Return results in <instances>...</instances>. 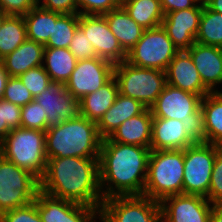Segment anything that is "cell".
I'll use <instances>...</instances> for the list:
<instances>
[{"mask_svg":"<svg viewBox=\"0 0 222 222\" xmlns=\"http://www.w3.org/2000/svg\"><path fill=\"white\" fill-rule=\"evenodd\" d=\"M194 1L202 6H206L210 2V0H194Z\"/></svg>","mask_w":222,"mask_h":222,"instance_id":"obj_49","label":"cell"},{"mask_svg":"<svg viewBox=\"0 0 222 222\" xmlns=\"http://www.w3.org/2000/svg\"><path fill=\"white\" fill-rule=\"evenodd\" d=\"M114 64L94 57L77 61L70 79L65 83L66 89L77 100L101 88L114 76Z\"/></svg>","mask_w":222,"mask_h":222,"instance_id":"obj_11","label":"cell"},{"mask_svg":"<svg viewBox=\"0 0 222 222\" xmlns=\"http://www.w3.org/2000/svg\"><path fill=\"white\" fill-rule=\"evenodd\" d=\"M167 84L180 88L202 98L211 91L203 84L190 54L179 51L168 65L166 71Z\"/></svg>","mask_w":222,"mask_h":222,"instance_id":"obj_18","label":"cell"},{"mask_svg":"<svg viewBox=\"0 0 222 222\" xmlns=\"http://www.w3.org/2000/svg\"><path fill=\"white\" fill-rule=\"evenodd\" d=\"M193 144L181 120L153 117L150 150H178Z\"/></svg>","mask_w":222,"mask_h":222,"instance_id":"obj_20","label":"cell"},{"mask_svg":"<svg viewBox=\"0 0 222 222\" xmlns=\"http://www.w3.org/2000/svg\"><path fill=\"white\" fill-rule=\"evenodd\" d=\"M62 14L41 8L39 5L23 15L27 38L46 44L52 34L53 24Z\"/></svg>","mask_w":222,"mask_h":222,"instance_id":"obj_29","label":"cell"},{"mask_svg":"<svg viewBox=\"0 0 222 222\" xmlns=\"http://www.w3.org/2000/svg\"><path fill=\"white\" fill-rule=\"evenodd\" d=\"M47 115V129L80 115L79 100L74 98L62 82L51 81L46 90L34 97Z\"/></svg>","mask_w":222,"mask_h":222,"instance_id":"obj_14","label":"cell"},{"mask_svg":"<svg viewBox=\"0 0 222 222\" xmlns=\"http://www.w3.org/2000/svg\"><path fill=\"white\" fill-rule=\"evenodd\" d=\"M33 202L42 222H96L100 219V208L55 198L42 191Z\"/></svg>","mask_w":222,"mask_h":222,"instance_id":"obj_12","label":"cell"},{"mask_svg":"<svg viewBox=\"0 0 222 222\" xmlns=\"http://www.w3.org/2000/svg\"><path fill=\"white\" fill-rule=\"evenodd\" d=\"M114 77L120 94L140 101L147 108L155 103L167 84L165 71L138 67L126 61L114 66Z\"/></svg>","mask_w":222,"mask_h":222,"instance_id":"obj_6","label":"cell"},{"mask_svg":"<svg viewBox=\"0 0 222 222\" xmlns=\"http://www.w3.org/2000/svg\"><path fill=\"white\" fill-rule=\"evenodd\" d=\"M8 16V14H6L4 11H2L1 9H0V28H1V26H2V24H3V22H4V20H5V18Z\"/></svg>","mask_w":222,"mask_h":222,"instance_id":"obj_48","label":"cell"},{"mask_svg":"<svg viewBox=\"0 0 222 222\" xmlns=\"http://www.w3.org/2000/svg\"><path fill=\"white\" fill-rule=\"evenodd\" d=\"M21 127L41 131L47 130V115L41 104L33 100L21 107Z\"/></svg>","mask_w":222,"mask_h":222,"instance_id":"obj_34","label":"cell"},{"mask_svg":"<svg viewBox=\"0 0 222 222\" xmlns=\"http://www.w3.org/2000/svg\"><path fill=\"white\" fill-rule=\"evenodd\" d=\"M79 26V14H62L53 24L52 34L45 47L69 48L73 34Z\"/></svg>","mask_w":222,"mask_h":222,"instance_id":"obj_32","label":"cell"},{"mask_svg":"<svg viewBox=\"0 0 222 222\" xmlns=\"http://www.w3.org/2000/svg\"><path fill=\"white\" fill-rule=\"evenodd\" d=\"M77 59L68 48L45 47L43 63L51 81L66 83L75 69Z\"/></svg>","mask_w":222,"mask_h":222,"instance_id":"obj_26","label":"cell"},{"mask_svg":"<svg viewBox=\"0 0 222 222\" xmlns=\"http://www.w3.org/2000/svg\"><path fill=\"white\" fill-rule=\"evenodd\" d=\"M0 155L40 180L47 165L45 131L22 127L11 130L0 143Z\"/></svg>","mask_w":222,"mask_h":222,"instance_id":"obj_5","label":"cell"},{"mask_svg":"<svg viewBox=\"0 0 222 222\" xmlns=\"http://www.w3.org/2000/svg\"><path fill=\"white\" fill-rule=\"evenodd\" d=\"M221 148L202 142L184 149L183 194L200 195L208 199L213 164Z\"/></svg>","mask_w":222,"mask_h":222,"instance_id":"obj_9","label":"cell"},{"mask_svg":"<svg viewBox=\"0 0 222 222\" xmlns=\"http://www.w3.org/2000/svg\"><path fill=\"white\" fill-rule=\"evenodd\" d=\"M152 112L146 108L137 116L125 120L108 137L113 142L150 148L152 137Z\"/></svg>","mask_w":222,"mask_h":222,"instance_id":"obj_21","label":"cell"},{"mask_svg":"<svg viewBox=\"0 0 222 222\" xmlns=\"http://www.w3.org/2000/svg\"><path fill=\"white\" fill-rule=\"evenodd\" d=\"M146 108L140 101L119 93L113 105L97 123L99 136L102 139L108 138L125 120L137 116Z\"/></svg>","mask_w":222,"mask_h":222,"instance_id":"obj_22","label":"cell"},{"mask_svg":"<svg viewBox=\"0 0 222 222\" xmlns=\"http://www.w3.org/2000/svg\"><path fill=\"white\" fill-rule=\"evenodd\" d=\"M160 2L164 14L194 8L197 5L194 0H160Z\"/></svg>","mask_w":222,"mask_h":222,"instance_id":"obj_44","label":"cell"},{"mask_svg":"<svg viewBox=\"0 0 222 222\" xmlns=\"http://www.w3.org/2000/svg\"><path fill=\"white\" fill-rule=\"evenodd\" d=\"M187 52L203 84L211 92H218L216 87L222 84V48L195 42Z\"/></svg>","mask_w":222,"mask_h":222,"instance_id":"obj_19","label":"cell"},{"mask_svg":"<svg viewBox=\"0 0 222 222\" xmlns=\"http://www.w3.org/2000/svg\"><path fill=\"white\" fill-rule=\"evenodd\" d=\"M9 78L7 71L4 68L2 61L0 60V99L3 98L6 82Z\"/></svg>","mask_w":222,"mask_h":222,"instance_id":"obj_45","label":"cell"},{"mask_svg":"<svg viewBox=\"0 0 222 222\" xmlns=\"http://www.w3.org/2000/svg\"><path fill=\"white\" fill-rule=\"evenodd\" d=\"M27 39L23 16L8 15L0 28V60L12 53Z\"/></svg>","mask_w":222,"mask_h":222,"instance_id":"obj_30","label":"cell"},{"mask_svg":"<svg viewBox=\"0 0 222 222\" xmlns=\"http://www.w3.org/2000/svg\"><path fill=\"white\" fill-rule=\"evenodd\" d=\"M201 101L200 95L166 84L150 109L153 117L187 120L201 107Z\"/></svg>","mask_w":222,"mask_h":222,"instance_id":"obj_16","label":"cell"},{"mask_svg":"<svg viewBox=\"0 0 222 222\" xmlns=\"http://www.w3.org/2000/svg\"><path fill=\"white\" fill-rule=\"evenodd\" d=\"M121 6L144 30L161 26L165 15L160 0H122Z\"/></svg>","mask_w":222,"mask_h":222,"instance_id":"obj_28","label":"cell"},{"mask_svg":"<svg viewBox=\"0 0 222 222\" xmlns=\"http://www.w3.org/2000/svg\"><path fill=\"white\" fill-rule=\"evenodd\" d=\"M184 149L151 150L143 195L161 202L183 194Z\"/></svg>","mask_w":222,"mask_h":222,"instance_id":"obj_4","label":"cell"},{"mask_svg":"<svg viewBox=\"0 0 222 222\" xmlns=\"http://www.w3.org/2000/svg\"><path fill=\"white\" fill-rule=\"evenodd\" d=\"M186 131V135L194 143H206L205 118L200 107L196 112L189 115L187 120H181Z\"/></svg>","mask_w":222,"mask_h":222,"instance_id":"obj_37","label":"cell"},{"mask_svg":"<svg viewBox=\"0 0 222 222\" xmlns=\"http://www.w3.org/2000/svg\"><path fill=\"white\" fill-rule=\"evenodd\" d=\"M201 108L205 118L206 143L222 147V91L204 96Z\"/></svg>","mask_w":222,"mask_h":222,"instance_id":"obj_27","label":"cell"},{"mask_svg":"<svg viewBox=\"0 0 222 222\" xmlns=\"http://www.w3.org/2000/svg\"><path fill=\"white\" fill-rule=\"evenodd\" d=\"M203 6L169 12L164 15L162 27L179 51H187L196 41Z\"/></svg>","mask_w":222,"mask_h":222,"instance_id":"obj_17","label":"cell"},{"mask_svg":"<svg viewBox=\"0 0 222 222\" xmlns=\"http://www.w3.org/2000/svg\"><path fill=\"white\" fill-rule=\"evenodd\" d=\"M212 205L200 195L168 196L160 202L162 222H209Z\"/></svg>","mask_w":222,"mask_h":222,"instance_id":"obj_15","label":"cell"},{"mask_svg":"<svg viewBox=\"0 0 222 222\" xmlns=\"http://www.w3.org/2000/svg\"><path fill=\"white\" fill-rule=\"evenodd\" d=\"M101 222H162L160 202L144 195L114 196L103 200Z\"/></svg>","mask_w":222,"mask_h":222,"instance_id":"obj_10","label":"cell"},{"mask_svg":"<svg viewBox=\"0 0 222 222\" xmlns=\"http://www.w3.org/2000/svg\"><path fill=\"white\" fill-rule=\"evenodd\" d=\"M102 138L97 123L79 115L45 131L47 159L56 157L99 158Z\"/></svg>","mask_w":222,"mask_h":222,"instance_id":"obj_3","label":"cell"},{"mask_svg":"<svg viewBox=\"0 0 222 222\" xmlns=\"http://www.w3.org/2000/svg\"><path fill=\"white\" fill-rule=\"evenodd\" d=\"M38 5L43 9L61 14H77L76 0H42V2L38 0Z\"/></svg>","mask_w":222,"mask_h":222,"instance_id":"obj_43","label":"cell"},{"mask_svg":"<svg viewBox=\"0 0 222 222\" xmlns=\"http://www.w3.org/2000/svg\"><path fill=\"white\" fill-rule=\"evenodd\" d=\"M3 99L23 107L32 102L34 97L19 77H9L6 82Z\"/></svg>","mask_w":222,"mask_h":222,"instance_id":"obj_35","label":"cell"},{"mask_svg":"<svg viewBox=\"0 0 222 222\" xmlns=\"http://www.w3.org/2000/svg\"><path fill=\"white\" fill-rule=\"evenodd\" d=\"M79 27L91 42L97 57L114 65L126 61L127 53L109 29L104 15H79Z\"/></svg>","mask_w":222,"mask_h":222,"instance_id":"obj_13","label":"cell"},{"mask_svg":"<svg viewBox=\"0 0 222 222\" xmlns=\"http://www.w3.org/2000/svg\"><path fill=\"white\" fill-rule=\"evenodd\" d=\"M209 222H222V204H213Z\"/></svg>","mask_w":222,"mask_h":222,"instance_id":"obj_46","label":"cell"},{"mask_svg":"<svg viewBox=\"0 0 222 222\" xmlns=\"http://www.w3.org/2000/svg\"><path fill=\"white\" fill-rule=\"evenodd\" d=\"M104 18L126 53L135 46L144 32L121 5L104 14Z\"/></svg>","mask_w":222,"mask_h":222,"instance_id":"obj_25","label":"cell"},{"mask_svg":"<svg viewBox=\"0 0 222 222\" xmlns=\"http://www.w3.org/2000/svg\"><path fill=\"white\" fill-rule=\"evenodd\" d=\"M77 61L91 59L96 56L91 42L87 39L84 31L78 26L73 34L69 48Z\"/></svg>","mask_w":222,"mask_h":222,"instance_id":"obj_39","label":"cell"},{"mask_svg":"<svg viewBox=\"0 0 222 222\" xmlns=\"http://www.w3.org/2000/svg\"><path fill=\"white\" fill-rule=\"evenodd\" d=\"M44 44L26 39L12 53L1 59L9 77H19L43 63Z\"/></svg>","mask_w":222,"mask_h":222,"instance_id":"obj_23","label":"cell"},{"mask_svg":"<svg viewBox=\"0 0 222 222\" xmlns=\"http://www.w3.org/2000/svg\"><path fill=\"white\" fill-rule=\"evenodd\" d=\"M76 2L79 15H104L121 5L119 0H76Z\"/></svg>","mask_w":222,"mask_h":222,"instance_id":"obj_38","label":"cell"},{"mask_svg":"<svg viewBox=\"0 0 222 222\" xmlns=\"http://www.w3.org/2000/svg\"><path fill=\"white\" fill-rule=\"evenodd\" d=\"M208 200L212 204H222V148L217 152L213 164Z\"/></svg>","mask_w":222,"mask_h":222,"instance_id":"obj_41","label":"cell"},{"mask_svg":"<svg viewBox=\"0 0 222 222\" xmlns=\"http://www.w3.org/2000/svg\"><path fill=\"white\" fill-rule=\"evenodd\" d=\"M178 52L161 25L144 30L139 41L127 52L126 62L138 67L166 71Z\"/></svg>","mask_w":222,"mask_h":222,"instance_id":"obj_8","label":"cell"},{"mask_svg":"<svg viewBox=\"0 0 222 222\" xmlns=\"http://www.w3.org/2000/svg\"><path fill=\"white\" fill-rule=\"evenodd\" d=\"M195 41L222 48V14L203 6Z\"/></svg>","mask_w":222,"mask_h":222,"instance_id":"obj_31","label":"cell"},{"mask_svg":"<svg viewBox=\"0 0 222 222\" xmlns=\"http://www.w3.org/2000/svg\"><path fill=\"white\" fill-rule=\"evenodd\" d=\"M25 87L31 92L33 97L44 92L51 82L48 73L44 67L38 66L27 70L19 76Z\"/></svg>","mask_w":222,"mask_h":222,"instance_id":"obj_36","label":"cell"},{"mask_svg":"<svg viewBox=\"0 0 222 222\" xmlns=\"http://www.w3.org/2000/svg\"><path fill=\"white\" fill-rule=\"evenodd\" d=\"M118 94L119 86L113 76L101 88L79 100L80 115L98 123L104 113L113 105Z\"/></svg>","mask_w":222,"mask_h":222,"instance_id":"obj_24","label":"cell"},{"mask_svg":"<svg viewBox=\"0 0 222 222\" xmlns=\"http://www.w3.org/2000/svg\"><path fill=\"white\" fill-rule=\"evenodd\" d=\"M0 222H42L34 202L0 215Z\"/></svg>","mask_w":222,"mask_h":222,"instance_id":"obj_40","label":"cell"},{"mask_svg":"<svg viewBox=\"0 0 222 222\" xmlns=\"http://www.w3.org/2000/svg\"><path fill=\"white\" fill-rule=\"evenodd\" d=\"M150 153L147 147L102 139L98 160L103 199L143 195Z\"/></svg>","mask_w":222,"mask_h":222,"instance_id":"obj_1","label":"cell"},{"mask_svg":"<svg viewBox=\"0 0 222 222\" xmlns=\"http://www.w3.org/2000/svg\"><path fill=\"white\" fill-rule=\"evenodd\" d=\"M38 5V0H0V9L8 15L27 14Z\"/></svg>","mask_w":222,"mask_h":222,"instance_id":"obj_42","label":"cell"},{"mask_svg":"<svg viewBox=\"0 0 222 222\" xmlns=\"http://www.w3.org/2000/svg\"><path fill=\"white\" fill-rule=\"evenodd\" d=\"M40 191V180L0 155V215L32 203Z\"/></svg>","mask_w":222,"mask_h":222,"instance_id":"obj_7","label":"cell"},{"mask_svg":"<svg viewBox=\"0 0 222 222\" xmlns=\"http://www.w3.org/2000/svg\"><path fill=\"white\" fill-rule=\"evenodd\" d=\"M21 127V107L0 99V143L7 134L16 128Z\"/></svg>","mask_w":222,"mask_h":222,"instance_id":"obj_33","label":"cell"},{"mask_svg":"<svg viewBox=\"0 0 222 222\" xmlns=\"http://www.w3.org/2000/svg\"><path fill=\"white\" fill-rule=\"evenodd\" d=\"M99 158L56 157L47 159L40 191L52 197L100 208L103 203Z\"/></svg>","mask_w":222,"mask_h":222,"instance_id":"obj_2","label":"cell"},{"mask_svg":"<svg viewBox=\"0 0 222 222\" xmlns=\"http://www.w3.org/2000/svg\"><path fill=\"white\" fill-rule=\"evenodd\" d=\"M210 10L222 14V0H210L206 5Z\"/></svg>","mask_w":222,"mask_h":222,"instance_id":"obj_47","label":"cell"}]
</instances>
